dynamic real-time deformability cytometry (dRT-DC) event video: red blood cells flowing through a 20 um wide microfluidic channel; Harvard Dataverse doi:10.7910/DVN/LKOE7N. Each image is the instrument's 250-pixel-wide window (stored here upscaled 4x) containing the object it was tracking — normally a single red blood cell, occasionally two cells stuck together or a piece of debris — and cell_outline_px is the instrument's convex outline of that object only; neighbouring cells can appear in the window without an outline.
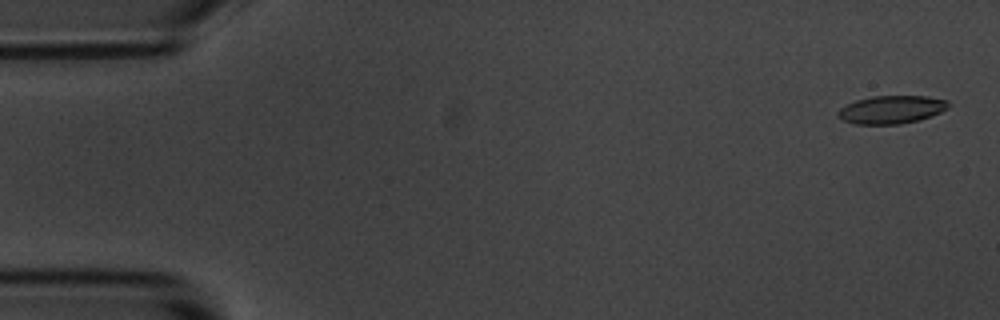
{"species": "common noctule bat (a hibernating species)", "species_latin": "Nyctalus noctula", "temperature_condition": "room temperature", "stored_images_in_passage": 4, "camera_frame_rate_fps": 3000, "um_per_image_px": 0.085, "animal": {"sex": "male", "body_mass_g": 20.1, "forearm_length_mm": 53.5}, "frame": {"image": 1, "passage_image": 1, "time_ms": 0.0, "image_size_px": [1000, 320], "cell_outline_px": [[948, 108], [940, 112], [920, 120], [900, 124], [852, 124], [836, 116], [836, 112], [840, 108], [856, 100], [872, 96], [928, 96], [948, 100]], "centroid_in_image_um": [75.75, 9.32], "position_along_channel_um": 9.2, "area_um2": 18.09}}
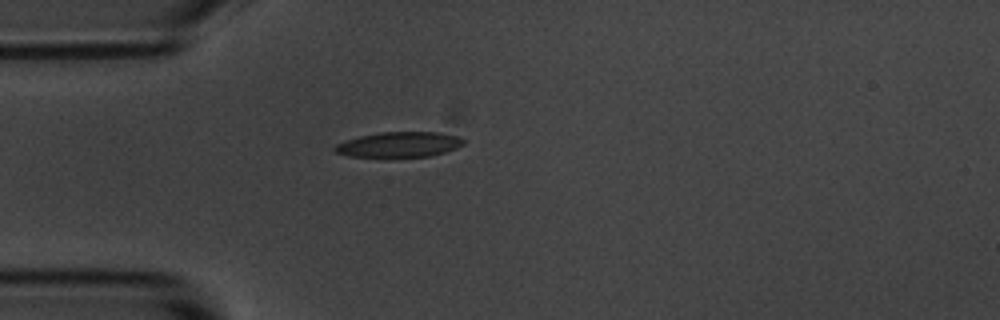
{"frame": {"image": 2, "passage_image": 4, "time_ms": 4.333, "image_size_px": [1000, 320], "cell_outline_px": [[464, 144], [456, 148], [444, 152], [428, 156], [348, 156], [336, 152], [332, 148], [336, 144], [360, 136], [380, 132], [440, 132], [456, 136], [464, 140]], "centroid_in_image_um": [33.93, 12.27], "position_along_channel_um": 51.1, "area_um2": 18.55}}